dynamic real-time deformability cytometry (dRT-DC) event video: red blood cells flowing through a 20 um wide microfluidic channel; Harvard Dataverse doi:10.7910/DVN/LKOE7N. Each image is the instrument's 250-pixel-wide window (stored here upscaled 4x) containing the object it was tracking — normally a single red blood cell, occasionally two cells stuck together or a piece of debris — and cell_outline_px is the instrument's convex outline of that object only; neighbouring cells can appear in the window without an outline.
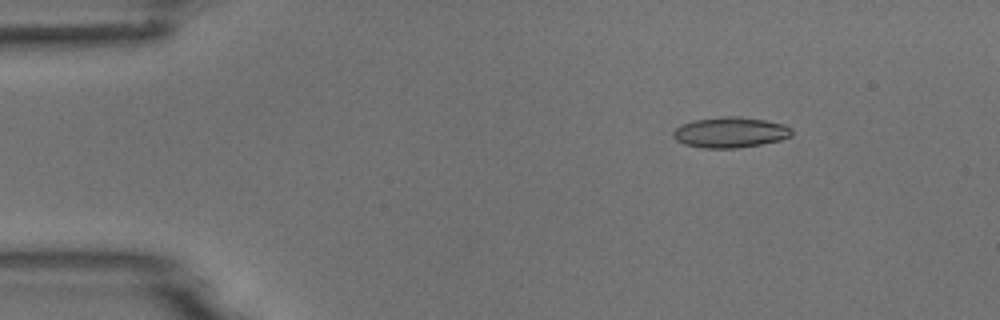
{"species": "common noctule bat (a hibernating species)", "species_latin": "Nyctalus noctula", "temperature_condition": "room temperature", "stored_images_in_passage": 4, "camera_frame_rate_fps": 3000, "um_per_image_px": 0.085, "animal": {"sex": "male", "body_mass_g": 18.8}, "frame": {"image": 1, "passage_image": 1, "time_ms": 0.0, "image_size_px": [1000, 320], "cell_outline_px": [[792, 136], [780, 140], [740, 148], [700, 148], [684, 144], [676, 140], [672, 136], [672, 132], [680, 124], [692, 120], [724, 116], [740, 116], [764, 120], [784, 124], [792, 128]], "centroid_in_image_um": [62.05, 11.25], "position_along_channel_um": 23.0, "area_um2": 21.39}}
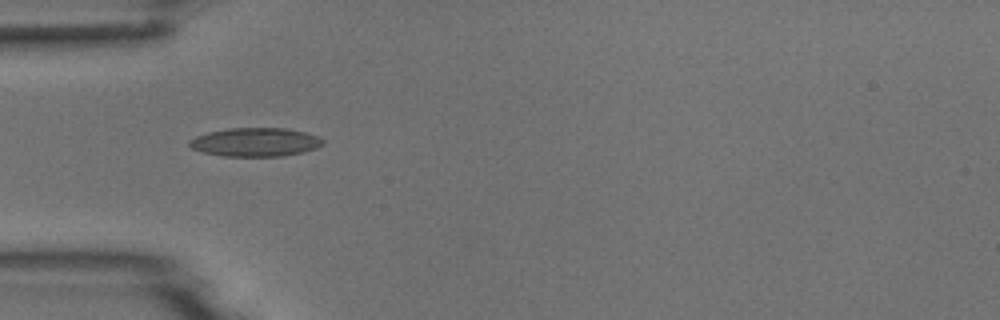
{"frame": {"image": 2, "passage_image": 3, "time_ms": 3.0, "image_size_px": [1000, 320], "cell_outline_px": [[324, 144], [316, 148], [304, 152], [284, 156], [224, 156], [204, 152], [192, 148], [188, 144], [188, 140], [196, 136], [208, 132], [228, 128], [288, 128], [304, 132], [316, 136], [324, 140]], "centroid_in_image_um": [21.71, 12.08], "position_along_channel_um": 63.3, "area_um2": 22.31}}